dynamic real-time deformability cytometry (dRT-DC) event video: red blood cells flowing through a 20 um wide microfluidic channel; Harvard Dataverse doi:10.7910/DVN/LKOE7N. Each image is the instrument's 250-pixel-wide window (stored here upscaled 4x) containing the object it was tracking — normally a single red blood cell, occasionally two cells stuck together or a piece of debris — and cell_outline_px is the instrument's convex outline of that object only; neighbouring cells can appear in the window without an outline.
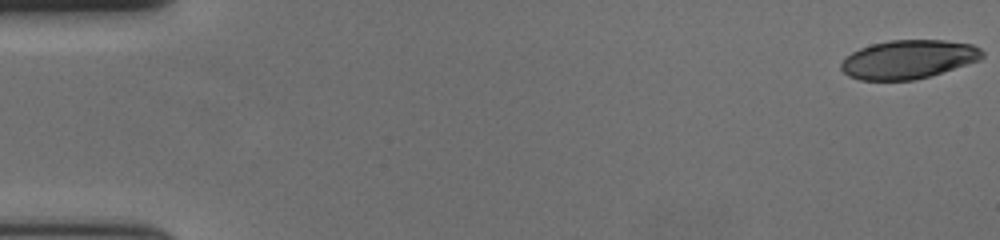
{"species": "human", "species_latin": "Homo sapiens", "temperature_condition": "cold", "stored_images_in_passage": 58, "camera_frame_rate_fps": 3000, "um_per_image_px": 0.085, "donor": {"sex": "female"}, "frame": {"image": 1, "passage_image": 1, "time_ms": 0.0, "image_size_px": [1000, 240], "cell_outline_px": [[984, 56], [980, 60], [916, 80], [860, 80], [848, 76], [840, 68], [840, 64], [844, 56], [860, 48], [872, 44], [888, 40], [944, 40], [972, 44], [980, 48], [984, 52]], "centroid_in_image_um": [77.19, 5.04], "position_along_channel_um": 7.8, "area_um2": 31.96}}
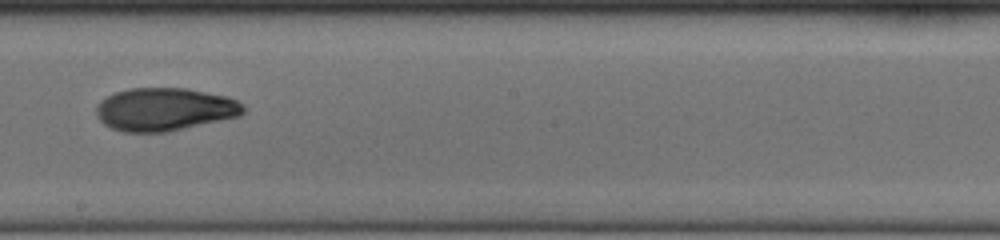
{"frame": {"image": 2, "passage_image": 34, "time_ms": 11.0, "image_size_px": [1000, 240], "cell_outline_px": [[244, 112], [240, 116], [168, 132], [124, 132], [112, 128], [104, 124], [96, 116], [96, 108], [100, 100], [116, 92], [128, 88], [188, 88], [228, 96], [244, 104]], "centroid_in_image_um": [14.01, 9.29], "position_along_channel_um": 234.2, "area_um2": 37.05}}
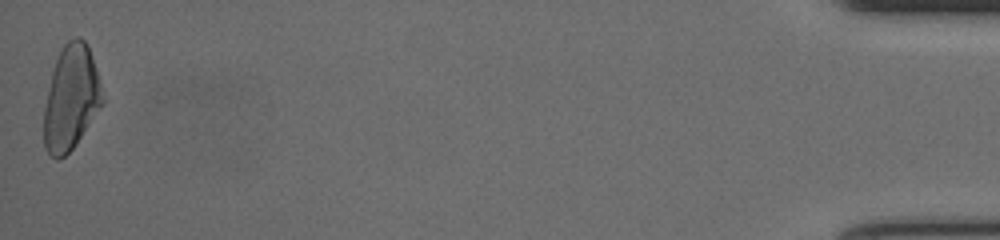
{"frame": {"image": 3, "passage_image": 58, "time_ms": 19.0, "image_size_px": [1000, 240], "cell_outline_px": [[104, 104], [76, 144], [64, 156], [56, 160], [44, 148], [44, 108], [48, 88], [52, 72], [56, 60], [64, 44], [68, 40], [76, 36], [84, 40], [88, 44], [104, 96]], "centroid_in_image_um": [6.05, 8.33], "position_along_channel_um": 429.2, "area_um2": 35.6}, "authors_computed_cell_mechanics": {"area_um2": 35.0557, "velocity_mm_per_s": 3.6493, "shape_relaxation_time_tau1_ms": 4.6923, "shape_relaxation_time_tau2_ms": 2.9374, "deformation_change_tau1": 0.1636, "deformation_change_tau2": 0.0742}}